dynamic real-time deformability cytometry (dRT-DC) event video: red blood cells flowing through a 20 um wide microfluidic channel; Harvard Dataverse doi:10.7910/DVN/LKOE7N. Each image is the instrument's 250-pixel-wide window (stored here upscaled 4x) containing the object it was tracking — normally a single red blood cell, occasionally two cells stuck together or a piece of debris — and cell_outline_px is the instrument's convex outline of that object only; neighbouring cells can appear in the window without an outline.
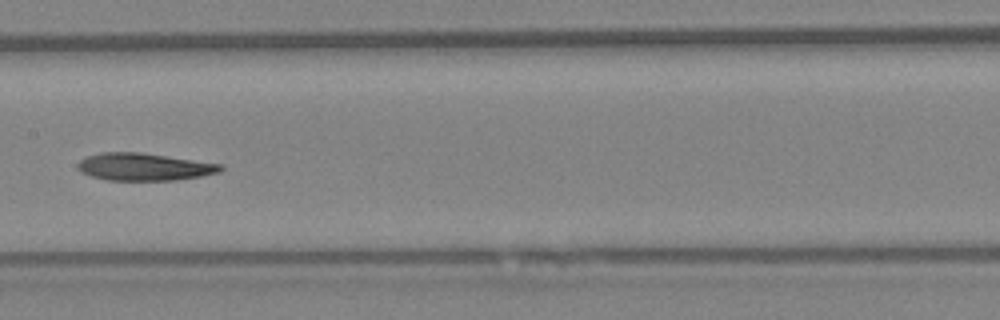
{"species": "Egyptian fruit bat (a non-hibernating species)", "species_latin": "Rousettus aegyptiacus", "temperature_condition": "warm", "stored_images_in_passage": 34, "camera_frame_rate_fps": 3000, "um_per_image_px": 0.085, "animal": {"sex": "female"}, "frame": {"image": 1, "passage_image": 10, "time_ms": 3.0, "image_size_px": [1000, 320], "cell_outline_px": [[224, 168], [220, 172], [200, 176], [176, 180], [108, 180], [92, 176], [76, 168], [80, 160], [88, 156], [100, 152], [140, 152], [224, 164]], "centroid_in_image_um": [12.29, 14.17], "position_along_channel_um": 195.1, "area_um2": 22.77}}
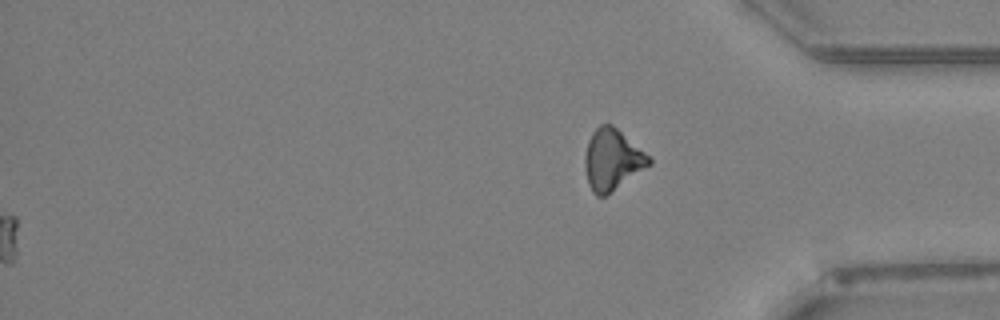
{"frame": {"image": 2, "passage_image": 34, "time_ms": 11.0, "image_size_px": [1000, 320], "cell_outline_px": [[652, 164], [604, 196], [596, 196], [592, 192], [588, 184], [584, 168], [584, 156], [588, 140], [592, 132], [600, 124], [612, 124], [652, 156]], "centroid_in_image_um": [52.05, 13.55], "position_along_channel_um": 383.2, "area_um2": 23.06}}